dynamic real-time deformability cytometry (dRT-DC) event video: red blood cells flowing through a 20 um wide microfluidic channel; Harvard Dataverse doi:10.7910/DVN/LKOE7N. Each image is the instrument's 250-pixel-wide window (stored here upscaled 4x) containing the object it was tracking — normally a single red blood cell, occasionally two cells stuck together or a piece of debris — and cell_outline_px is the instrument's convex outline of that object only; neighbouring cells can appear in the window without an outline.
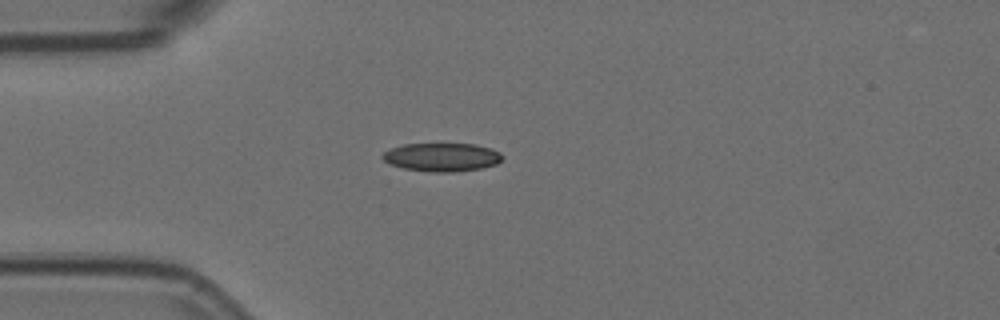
{"species": "Egyptian fruit bat (a non-hibernating species)", "species_latin": "Rousettus aegyptiacus", "temperature_condition": "room temperature", "stored_images_in_passage": 5, "camera_frame_rate_fps": 3000, "um_per_image_px": 0.085, "animal": {"sex": "female"}, "frame": {"image": 1, "passage_image": 1, "time_ms": 0.0, "image_size_px": [1000, 320], "cell_outline_px": [[504, 156], [496, 164], [480, 168], [452, 172], [432, 172], [404, 168], [388, 164], [380, 156], [384, 152], [392, 148], [404, 144], [476, 144], [492, 148], [500, 152]], "centroid_in_image_um": [37.56, 13.35], "position_along_channel_um": 47.4, "area_um2": 19.83}}
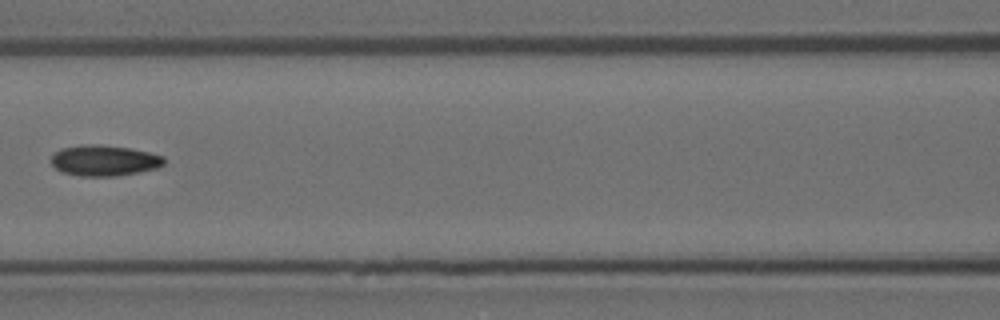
{"frame": {"image": 2, "passage_image": 4, "time_ms": 1.0, "image_size_px": [1000, 320], "cell_outline_px": [[164, 164], [156, 168], [116, 176], [80, 176], [60, 172], [52, 164], [52, 156], [60, 148], [84, 144], [96, 144], [128, 148], [148, 152], [164, 156]], "centroid_in_image_um": [8.83, 13.64], "position_along_channel_um": 157.8, "area_um2": 20.11}}
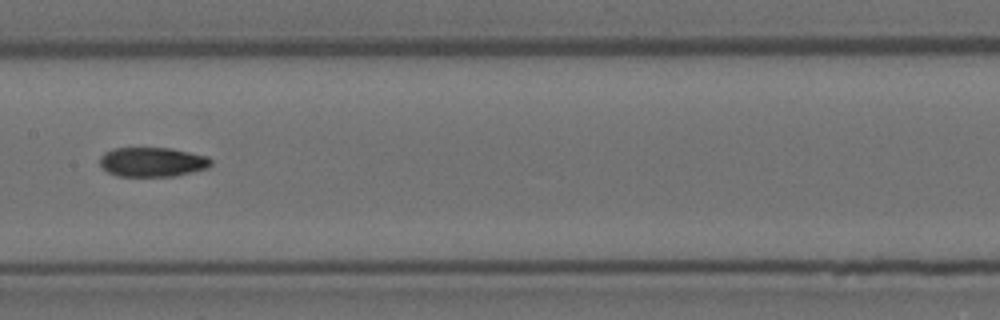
{"frame": {"image": 3, "passage_image": 5, "time_ms": 1.333, "image_size_px": [1000, 320], "cell_outline_px": [[212, 164], [208, 168], [176, 176], [116, 176], [108, 172], [100, 164], [100, 156], [104, 152], [116, 148], [172, 148], [208, 156], [212, 160]], "centroid_in_image_um": [12.98, 13.77], "position_along_channel_um": 194.4, "area_um2": 19.19}}